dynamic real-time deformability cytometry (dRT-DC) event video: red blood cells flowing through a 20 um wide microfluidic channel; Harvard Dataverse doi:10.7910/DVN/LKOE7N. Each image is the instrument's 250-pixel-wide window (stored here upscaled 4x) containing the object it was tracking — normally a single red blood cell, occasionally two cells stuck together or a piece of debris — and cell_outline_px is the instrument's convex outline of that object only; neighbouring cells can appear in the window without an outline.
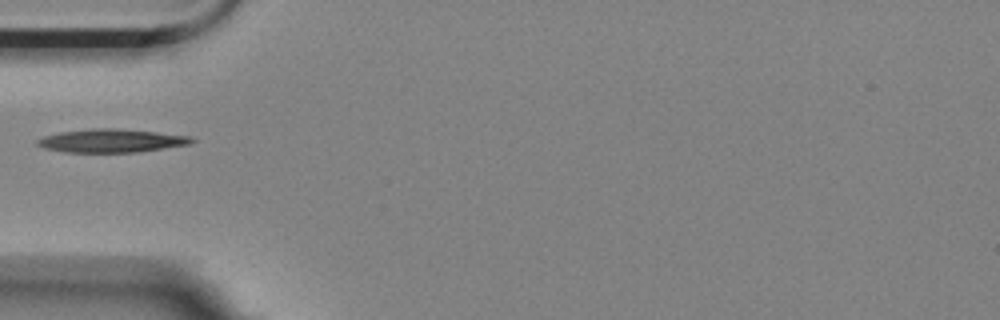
{"species": "Egyptian fruit bat (a non-hibernating species)", "species_latin": "Rousettus aegyptiacus", "temperature_condition": "room temperature", "stored_images_in_passage": 2, "camera_frame_rate_fps": 3000, "um_per_image_px": 0.085, "animal": {"sex": "female"}, "frame": {"image": 1, "passage_image": 1, "time_ms": 0.0, "image_size_px": [1000, 320], "cell_outline_px": [[196, 140], [192, 144], [136, 152], [64, 152], [44, 148], [36, 144], [36, 140], [44, 136], [60, 132], [92, 128], [116, 128], [156, 132], [192, 136]], "centroid_in_image_um": [9.49, 11.96], "position_along_channel_um": 75.5, "area_um2": 21.04}}